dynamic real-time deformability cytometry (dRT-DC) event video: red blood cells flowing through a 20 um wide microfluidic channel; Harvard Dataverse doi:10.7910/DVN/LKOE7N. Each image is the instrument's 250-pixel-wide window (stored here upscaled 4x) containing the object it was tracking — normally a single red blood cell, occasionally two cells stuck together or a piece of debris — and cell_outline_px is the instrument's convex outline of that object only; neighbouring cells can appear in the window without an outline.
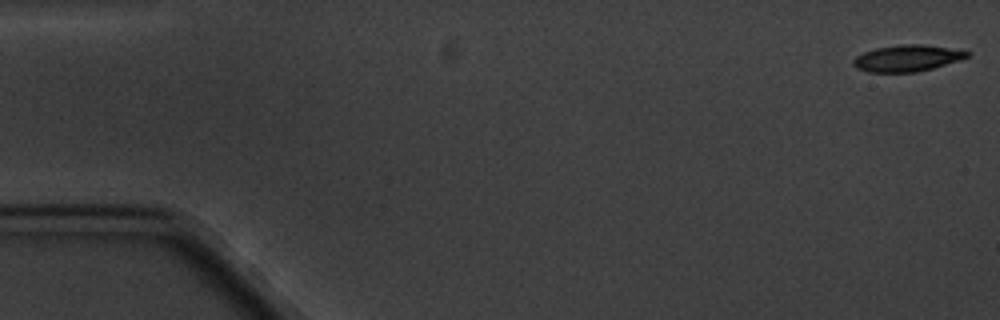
{"species": "common noctule bat (a hibernating species)", "species_latin": "Nyctalus noctula", "temperature_condition": "cold", "stored_images_in_passage": 4, "camera_frame_rate_fps": 3000, "um_per_image_px": 0.085, "animal": {"sex": "male", "body_mass_g": 20.1, "forearm_length_mm": 53.5}, "frame": {"image": 1, "passage_image": 1, "time_ms": 0.0, "image_size_px": [1000, 320], "cell_outline_px": [[972, 52], [968, 56], [932, 68], [916, 72], [868, 72], [856, 68], [852, 64], [852, 60], [856, 56], [864, 52], [876, 48], [900, 44], [920, 44], [948, 48]], "centroid_in_image_um": [77.03, 4.94], "position_along_channel_um": 8.0, "area_um2": 17.28}}